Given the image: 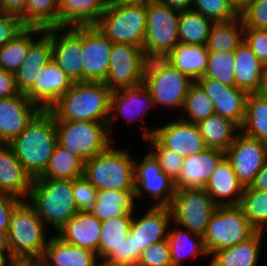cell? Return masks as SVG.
Here are the masks:
<instances>
[{"mask_svg": "<svg viewBox=\"0 0 267 266\" xmlns=\"http://www.w3.org/2000/svg\"><path fill=\"white\" fill-rule=\"evenodd\" d=\"M235 86L247 94L260 93L263 64L244 42L236 49Z\"/></svg>", "mask_w": 267, "mask_h": 266, "instance_id": "f546056e", "label": "cell"}, {"mask_svg": "<svg viewBox=\"0 0 267 266\" xmlns=\"http://www.w3.org/2000/svg\"><path fill=\"white\" fill-rule=\"evenodd\" d=\"M169 207H149L147 213L139 219L132 218L130 234L133 236L135 251L145 250L150 245L167 240L171 223Z\"/></svg>", "mask_w": 267, "mask_h": 266, "instance_id": "44dd1931", "label": "cell"}, {"mask_svg": "<svg viewBox=\"0 0 267 266\" xmlns=\"http://www.w3.org/2000/svg\"><path fill=\"white\" fill-rule=\"evenodd\" d=\"M196 82L213 102L215 114L242 126L248 96L244 90L236 86H226L212 78H200Z\"/></svg>", "mask_w": 267, "mask_h": 266, "instance_id": "d6986e66", "label": "cell"}, {"mask_svg": "<svg viewBox=\"0 0 267 266\" xmlns=\"http://www.w3.org/2000/svg\"><path fill=\"white\" fill-rule=\"evenodd\" d=\"M112 90L104 82H78L49 109L55 121L107 123Z\"/></svg>", "mask_w": 267, "mask_h": 266, "instance_id": "7a4b0ae2", "label": "cell"}, {"mask_svg": "<svg viewBox=\"0 0 267 266\" xmlns=\"http://www.w3.org/2000/svg\"><path fill=\"white\" fill-rule=\"evenodd\" d=\"M22 201L8 193L0 192V231L8 232L11 212Z\"/></svg>", "mask_w": 267, "mask_h": 266, "instance_id": "11a10c76", "label": "cell"}, {"mask_svg": "<svg viewBox=\"0 0 267 266\" xmlns=\"http://www.w3.org/2000/svg\"><path fill=\"white\" fill-rule=\"evenodd\" d=\"M260 94L267 95V64L263 65L262 84Z\"/></svg>", "mask_w": 267, "mask_h": 266, "instance_id": "03108f58", "label": "cell"}, {"mask_svg": "<svg viewBox=\"0 0 267 266\" xmlns=\"http://www.w3.org/2000/svg\"><path fill=\"white\" fill-rule=\"evenodd\" d=\"M73 84L59 65L51 60L43 66L40 76L25 94L41 110H49Z\"/></svg>", "mask_w": 267, "mask_h": 266, "instance_id": "ffe728a7", "label": "cell"}, {"mask_svg": "<svg viewBox=\"0 0 267 266\" xmlns=\"http://www.w3.org/2000/svg\"><path fill=\"white\" fill-rule=\"evenodd\" d=\"M134 187L135 199L146 192L156 201V207H169L176 191L175 182L162 171L151 151L141 163L134 160Z\"/></svg>", "mask_w": 267, "mask_h": 266, "instance_id": "4fadbf2b", "label": "cell"}, {"mask_svg": "<svg viewBox=\"0 0 267 266\" xmlns=\"http://www.w3.org/2000/svg\"><path fill=\"white\" fill-rule=\"evenodd\" d=\"M179 15L180 11L158 0H147V28L142 49L147 60L166 58L180 43Z\"/></svg>", "mask_w": 267, "mask_h": 266, "instance_id": "9c48e42d", "label": "cell"}, {"mask_svg": "<svg viewBox=\"0 0 267 266\" xmlns=\"http://www.w3.org/2000/svg\"><path fill=\"white\" fill-rule=\"evenodd\" d=\"M41 109L25 93L0 99V144L20 135Z\"/></svg>", "mask_w": 267, "mask_h": 266, "instance_id": "ac0fdd59", "label": "cell"}, {"mask_svg": "<svg viewBox=\"0 0 267 266\" xmlns=\"http://www.w3.org/2000/svg\"><path fill=\"white\" fill-rule=\"evenodd\" d=\"M238 7H240L246 0H232Z\"/></svg>", "mask_w": 267, "mask_h": 266, "instance_id": "a7ac6f4b", "label": "cell"}, {"mask_svg": "<svg viewBox=\"0 0 267 266\" xmlns=\"http://www.w3.org/2000/svg\"><path fill=\"white\" fill-rule=\"evenodd\" d=\"M28 198L39 217L56 232L78 212L73 180L34 178Z\"/></svg>", "mask_w": 267, "mask_h": 266, "instance_id": "3957f363", "label": "cell"}, {"mask_svg": "<svg viewBox=\"0 0 267 266\" xmlns=\"http://www.w3.org/2000/svg\"><path fill=\"white\" fill-rule=\"evenodd\" d=\"M134 191L98 190L97 199L89 210L101 222L111 218L133 216Z\"/></svg>", "mask_w": 267, "mask_h": 266, "instance_id": "4dcf8cb0", "label": "cell"}, {"mask_svg": "<svg viewBox=\"0 0 267 266\" xmlns=\"http://www.w3.org/2000/svg\"><path fill=\"white\" fill-rule=\"evenodd\" d=\"M244 43L252 49L263 65L267 64V29H245Z\"/></svg>", "mask_w": 267, "mask_h": 266, "instance_id": "f5cc1de1", "label": "cell"}, {"mask_svg": "<svg viewBox=\"0 0 267 266\" xmlns=\"http://www.w3.org/2000/svg\"><path fill=\"white\" fill-rule=\"evenodd\" d=\"M143 139L154 137L164 148L188 157L206 150V146L197 124L181 118L171 121L155 129L143 126Z\"/></svg>", "mask_w": 267, "mask_h": 266, "instance_id": "5bb4252c", "label": "cell"}, {"mask_svg": "<svg viewBox=\"0 0 267 266\" xmlns=\"http://www.w3.org/2000/svg\"><path fill=\"white\" fill-rule=\"evenodd\" d=\"M224 157L225 152L215 148H207L201 153L185 157L181 174L175 181L176 190L204 189Z\"/></svg>", "mask_w": 267, "mask_h": 266, "instance_id": "7402d4cb", "label": "cell"}, {"mask_svg": "<svg viewBox=\"0 0 267 266\" xmlns=\"http://www.w3.org/2000/svg\"><path fill=\"white\" fill-rule=\"evenodd\" d=\"M43 259L49 266H94L97 262L95 252L62 241L52 236L45 248Z\"/></svg>", "mask_w": 267, "mask_h": 266, "instance_id": "83f0119b", "label": "cell"}, {"mask_svg": "<svg viewBox=\"0 0 267 266\" xmlns=\"http://www.w3.org/2000/svg\"><path fill=\"white\" fill-rule=\"evenodd\" d=\"M234 52H208L207 65L201 78H212L226 86H235Z\"/></svg>", "mask_w": 267, "mask_h": 266, "instance_id": "ee69618b", "label": "cell"}, {"mask_svg": "<svg viewBox=\"0 0 267 266\" xmlns=\"http://www.w3.org/2000/svg\"><path fill=\"white\" fill-rule=\"evenodd\" d=\"M217 205L205 189H179L169 206L173 222L203 236Z\"/></svg>", "mask_w": 267, "mask_h": 266, "instance_id": "8fae6325", "label": "cell"}, {"mask_svg": "<svg viewBox=\"0 0 267 266\" xmlns=\"http://www.w3.org/2000/svg\"><path fill=\"white\" fill-rule=\"evenodd\" d=\"M134 160L128 151L110 145L84 163L83 176L97 190L135 191Z\"/></svg>", "mask_w": 267, "mask_h": 266, "instance_id": "5b68a950", "label": "cell"}, {"mask_svg": "<svg viewBox=\"0 0 267 266\" xmlns=\"http://www.w3.org/2000/svg\"><path fill=\"white\" fill-rule=\"evenodd\" d=\"M43 31V29L38 27H25L7 44L0 47V69L16 73L26 58L30 44L35 40L31 36L32 33H42Z\"/></svg>", "mask_w": 267, "mask_h": 266, "instance_id": "f35d334b", "label": "cell"}, {"mask_svg": "<svg viewBox=\"0 0 267 266\" xmlns=\"http://www.w3.org/2000/svg\"><path fill=\"white\" fill-rule=\"evenodd\" d=\"M94 266H120V265L110 264V263H107V262H105L103 260L100 263L99 260H98Z\"/></svg>", "mask_w": 267, "mask_h": 266, "instance_id": "003e7915", "label": "cell"}, {"mask_svg": "<svg viewBox=\"0 0 267 266\" xmlns=\"http://www.w3.org/2000/svg\"><path fill=\"white\" fill-rule=\"evenodd\" d=\"M258 231L249 223L239 205L217 206L202 236L209 256L252 238Z\"/></svg>", "mask_w": 267, "mask_h": 266, "instance_id": "8992f818", "label": "cell"}, {"mask_svg": "<svg viewBox=\"0 0 267 266\" xmlns=\"http://www.w3.org/2000/svg\"><path fill=\"white\" fill-rule=\"evenodd\" d=\"M244 30L240 16L228 22L213 23L206 49L208 52H235L244 42Z\"/></svg>", "mask_w": 267, "mask_h": 266, "instance_id": "e575fe53", "label": "cell"}, {"mask_svg": "<svg viewBox=\"0 0 267 266\" xmlns=\"http://www.w3.org/2000/svg\"><path fill=\"white\" fill-rule=\"evenodd\" d=\"M138 266H173L168 240L154 243L143 250Z\"/></svg>", "mask_w": 267, "mask_h": 266, "instance_id": "681fc988", "label": "cell"}, {"mask_svg": "<svg viewBox=\"0 0 267 266\" xmlns=\"http://www.w3.org/2000/svg\"><path fill=\"white\" fill-rule=\"evenodd\" d=\"M45 226L27 200H23L11 212L7 233L11 257L16 262L43 257L49 241Z\"/></svg>", "mask_w": 267, "mask_h": 266, "instance_id": "277c9868", "label": "cell"}, {"mask_svg": "<svg viewBox=\"0 0 267 266\" xmlns=\"http://www.w3.org/2000/svg\"><path fill=\"white\" fill-rule=\"evenodd\" d=\"M100 230L99 219L89 211H78L55 233L64 242L95 252L98 258Z\"/></svg>", "mask_w": 267, "mask_h": 266, "instance_id": "cb8c5ba5", "label": "cell"}, {"mask_svg": "<svg viewBox=\"0 0 267 266\" xmlns=\"http://www.w3.org/2000/svg\"><path fill=\"white\" fill-rule=\"evenodd\" d=\"M133 216L111 218L101 222L98 242V260H104L114 248H118L130 233Z\"/></svg>", "mask_w": 267, "mask_h": 266, "instance_id": "60d3db41", "label": "cell"}, {"mask_svg": "<svg viewBox=\"0 0 267 266\" xmlns=\"http://www.w3.org/2000/svg\"><path fill=\"white\" fill-rule=\"evenodd\" d=\"M165 59L192 80L197 81L203 77L208 61V50L204 45L178 43Z\"/></svg>", "mask_w": 267, "mask_h": 266, "instance_id": "d6a6232c", "label": "cell"}, {"mask_svg": "<svg viewBox=\"0 0 267 266\" xmlns=\"http://www.w3.org/2000/svg\"><path fill=\"white\" fill-rule=\"evenodd\" d=\"M32 181L13 149L8 144H0V192L26 200Z\"/></svg>", "mask_w": 267, "mask_h": 266, "instance_id": "484cf974", "label": "cell"}, {"mask_svg": "<svg viewBox=\"0 0 267 266\" xmlns=\"http://www.w3.org/2000/svg\"><path fill=\"white\" fill-rule=\"evenodd\" d=\"M97 192L84 176L73 179V195L78 211H89L97 199Z\"/></svg>", "mask_w": 267, "mask_h": 266, "instance_id": "816d5d0a", "label": "cell"}, {"mask_svg": "<svg viewBox=\"0 0 267 266\" xmlns=\"http://www.w3.org/2000/svg\"><path fill=\"white\" fill-rule=\"evenodd\" d=\"M107 6L105 0H59V26L95 25Z\"/></svg>", "mask_w": 267, "mask_h": 266, "instance_id": "f1b7e54d", "label": "cell"}, {"mask_svg": "<svg viewBox=\"0 0 267 266\" xmlns=\"http://www.w3.org/2000/svg\"><path fill=\"white\" fill-rule=\"evenodd\" d=\"M24 26L43 30L59 26V0H27Z\"/></svg>", "mask_w": 267, "mask_h": 266, "instance_id": "b9f144b4", "label": "cell"}, {"mask_svg": "<svg viewBox=\"0 0 267 266\" xmlns=\"http://www.w3.org/2000/svg\"><path fill=\"white\" fill-rule=\"evenodd\" d=\"M52 39V60L74 82H82V26L45 29ZM61 35H58L60 33Z\"/></svg>", "mask_w": 267, "mask_h": 266, "instance_id": "2e32d148", "label": "cell"}, {"mask_svg": "<svg viewBox=\"0 0 267 266\" xmlns=\"http://www.w3.org/2000/svg\"><path fill=\"white\" fill-rule=\"evenodd\" d=\"M113 43L95 25L82 26V82H104Z\"/></svg>", "mask_w": 267, "mask_h": 266, "instance_id": "e0dca14e", "label": "cell"}, {"mask_svg": "<svg viewBox=\"0 0 267 266\" xmlns=\"http://www.w3.org/2000/svg\"><path fill=\"white\" fill-rule=\"evenodd\" d=\"M15 266H49L43 259H28L16 262Z\"/></svg>", "mask_w": 267, "mask_h": 266, "instance_id": "6125c7cd", "label": "cell"}, {"mask_svg": "<svg viewBox=\"0 0 267 266\" xmlns=\"http://www.w3.org/2000/svg\"><path fill=\"white\" fill-rule=\"evenodd\" d=\"M167 240L173 266H181L183 260L192 255L193 258L198 255L209 256L202 236L194 234L190 230H183L182 228L169 230Z\"/></svg>", "mask_w": 267, "mask_h": 266, "instance_id": "8d00e7d4", "label": "cell"}, {"mask_svg": "<svg viewBox=\"0 0 267 266\" xmlns=\"http://www.w3.org/2000/svg\"><path fill=\"white\" fill-rule=\"evenodd\" d=\"M139 258L140 251H135L134 239L129 233L125 241L114 248L103 261L120 266H138Z\"/></svg>", "mask_w": 267, "mask_h": 266, "instance_id": "f907efd6", "label": "cell"}, {"mask_svg": "<svg viewBox=\"0 0 267 266\" xmlns=\"http://www.w3.org/2000/svg\"><path fill=\"white\" fill-rule=\"evenodd\" d=\"M239 16L245 29H267V0H246Z\"/></svg>", "mask_w": 267, "mask_h": 266, "instance_id": "c3c4849f", "label": "cell"}, {"mask_svg": "<svg viewBox=\"0 0 267 266\" xmlns=\"http://www.w3.org/2000/svg\"><path fill=\"white\" fill-rule=\"evenodd\" d=\"M146 140L151 143L150 146L154 149L151 153L157 159L162 171L175 182L181 174L184 157L164 148L153 136Z\"/></svg>", "mask_w": 267, "mask_h": 266, "instance_id": "7dc6e473", "label": "cell"}, {"mask_svg": "<svg viewBox=\"0 0 267 266\" xmlns=\"http://www.w3.org/2000/svg\"><path fill=\"white\" fill-rule=\"evenodd\" d=\"M57 144L54 115L49 110H41L8 145L34 179L45 172Z\"/></svg>", "mask_w": 267, "mask_h": 266, "instance_id": "6da1fadb", "label": "cell"}, {"mask_svg": "<svg viewBox=\"0 0 267 266\" xmlns=\"http://www.w3.org/2000/svg\"><path fill=\"white\" fill-rule=\"evenodd\" d=\"M108 6L138 5L146 0H105Z\"/></svg>", "mask_w": 267, "mask_h": 266, "instance_id": "94428289", "label": "cell"}, {"mask_svg": "<svg viewBox=\"0 0 267 266\" xmlns=\"http://www.w3.org/2000/svg\"><path fill=\"white\" fill-rule=\"evenodd\" d=\"M52 60V39L44 30L38 40H34L26 58L15 73L16 85L21 93H26L40 76L43 66Z\"/></svg>", "mask_w": 267, "mask_h": 266, "instance_id": "d4e9b609", "label": "cell"}, {"mask_svg": "<svg viewBox=\"0 0 267 266\" xmlns=\"http://www.w3.org/2000/svg\"><path fill=\"white\" fill-rule=\"evenodd\" d=\"M84 161L59 144L55 147L45 172L37 179L73 180L83 176Z\"/></svg>", "mask_w": 267, "mask_h": 266, "instance_id": "74e56055", "label": "cell"}, {"mask_svg": "<svg viewBox=\"0 0 267 266\" xmlns=\"http://www.w3.org/2000/svg\"><path fill=\"white\" fill-rule=\"evenodd\" d=\"M160 3L178 11L191 10L193 0H158Z\"/></svg>", "mask_w": 267, "mask_h": 266, "instance_id": "91938a15", "label": "cell"}, {"mask_svg": "<svg viewBox=\"0 0 267 266\" xmlns=\"http://www.w3.org/2000/svg\"><path fill=\"white\" fill-rule=\"evenodd\" d=\"M250 187L261 191H267V159L262 169L256 174Z\"/></svg>", "mask_w": 267, "mask_h": 266, "instance_id": "680465c9", "label": "cell"}, {"mask_svg": "<svg viewBox=\"0 0 267 266\" xmlns=\"http://www.w3.org/2000/svg\"><path fill=\"white\" fill-rule=\"evenodd\" d=\"M213 22L193 10L180 11L178 22L179 41L187 45L206 46Z\"/></svg>", "mask_w": 267, "mask_h": 266, "instance_id": "ab89813d", "label": "cell"}, {"mask_svg": "<svg viewBox=\"0 0 267 266\" xmlns=\"http://www.w3.org/2000/svg\"><path fill=\"white\" fill-rule=\"evenodd\" d=\"M240 131L246 136L267 143V95L248 94Z\"/></svg>", "mask_w": 267, "mask_h": 266, "instance_id": "d590c367", "label": "cell"}, {"mask_svg": "<svg viewBox=\"0 0 267 266\" xmlns=\"http://www.w3.org/2000/svg\"><path fill=\"white\" fill-rule=\"evenodd\" d=\"M15 266L16 261L11 257V254H5V251H0V266Z\"/></svg>", "mask_w": 267, "mask_h": 266, "instance_id": "e7e4bbea", "label": "cell"}, {"mask_svg": "<svg viewBox=\"0 0 267 266\" xmlns=\"http://www.w3.org/2000/svg\"><path fill=\"white\" fill-rule=\"evenodd\" d=\"M239 206L249 223L264 232L267 226V191L244 187Z\"/></svg>", "mask_w": 267, "mask_h": 266, "instance_id": "7bdbcfd3", "label": "cell"}, {"mask_svg": "<svg viewBox=\"0 0 267 266\" xmlns=\"http://www.w3.org/2000/svg\"><path fill=\"white\" fill-rule=\"evenodd\" d=\"M197 126L208 148H215L224 152L234 142L238 131H240V127L236 123L217 114L209 116L199 122Z\"/></svg>", "mask_w": 267, "mask_h": 266, "instance_id": "836d02e7", "label": "cell"}, {"mask_svg": "<svg viewBox=\"0 0 267 266\" xmlns=\"http://www.w3.org/2000/svg\"><path fill=\"white\" fill-rule=\"evenodd\" d=\"M147 58L141 47L113 43L105 85L112 91L144 83Z\"/></svg>", "mask_w": 267, "mask_h": 266, "instance_id": "7c38bea8", "label": "cell"}, {"mask_svg": "<svg viewBox=\"0 0 267 266\" xmlns=\"http://www.w3.org/2000/svg\"><path fill=\"white\" fill-rule=\"evenodd\" d=\"M194 82L165 58L146 62L143 84L151 92L155 105L183 108L185 97Z\"/></svg>", "mask_w": 267, "mask_h": 266, "instance_id": "52a82bcc", "label": "cell"}, {"mask_svg": "<svg viewBox=\"0 0 267 266\" xmlns=\"http://www.w3.org/2000/svg\"><path fill=\"white\" fill-rule=\"evenodd\" d=\"M235 174L243 187L250 186L267 159V143L238 133L234 142L225 151Z\"/></svg>", "mask_w": 267, "mask_h": 266, "instance_id": "9a60e30c", "label": "cell"}, {"mask_svg": "<svg viewBox=\"0 0 267 266\" xmlns=\"http://www.w3.org/2000/svg\"><path fill=\"white\" fill-rule=\"evenodd\" d=\"M21 94L15 79V73L0 69V99L12 98Z\"/></svg>", "mask_w": 267, "mask_h": 266, "instance_id": "9f6ffc18", "label": "cell"}, {"mask_svg": "<svg viewBox=\"0 0 267 266\" xmlns=\"http://www.w3.org/2000/svg\"><path fill=\"white\" fill-rule=\"evenodd\" d=\"M182 109H185L188 115L187 119L182 120L193 124H198L215 114L213 102L196 81L190 86Z\"/></svg>", "mask_w": 267, "mask_h": 266, "instance_id": "f6af8a7d", "label": "cell"}, {"mask_svg": "<svg viewBox=\"0 0 267 266\" xmlns=\"http://www.w3.org/2000/svg\"><path fill=\"white\" fill-rule=\"evenodd\" d=\"M264 232H257L249 240L216 251L208 266H256Z\"/></svg>", "mask_w": 267, "mask_h": 266, "instance_id": "1f68e13d", "label": "cell"}, {"mask_svg": "<svg viewBox=\"0 0 267 266\" xmlns=\"http://www.w3.org/2000/svg\"><path fill=\"white\" fill-rule=\"evenodd\" d=\"M27 0H0V12L18 16L24 25V11Z\"/></svg>", "mask_w": 267, "mask_h": 266, "instance_id": "6f0895ef", "label": "cell"}, {"mask_svg": "<svg viewBox=\"0 0 267 266\" xmlns=\"http://www.w3.org/2000/svg\"><path fill=\"white\" fill-rule=\"evenodd\" d=\"M193 4L191 10L213 23L228 22L239 17V7L232 0H193Z\"/></svg>", "mask_w": 267, "mask_h": 266, "instance_id": "bcb514c9", "label": "cell"}, {"mask_svg": "<svg viewBox=\"0 0 267 266\" xmlns=\"http://www.w3.org/2000/svg\"><path fill=\"white\" fill-rule=\"evenodd\" d=\"M95 26L112 43L130 44L143 49L147 0L138 5L107 6Z\"/></svg>", "mask_w": 267, "mask_h": 266, "instance_id": "ba28073f", "label": "cell"}, {"mask_svg": "<svg viewBox=\"0 0 267 266\" xmlns=\"http://www.w3.org/2000/svg\"><path fill=\"white\" fill-rule=\"evenodd\" d=\"M58 144L84 162L105 151L111 144L107 123L55 121Z\"/></svg>", "mask_w": 267, "mask_h": 266, "instance_id": "30bf717a", "label": "cell"}, {"mask_svg": "<svg viewBox=\"0 0 267 266\" xmlns=\"http://www.w3.org/2000/svg\"><path fill=\"white\" fill-rule=\"evenodd\" d=\"M24 28L25 26L18 16L0 12V47L7 44Z\"/></svg>", "mask_w": 267, "mask_h": 266, "instance_id": "db71d44e", "label": "cell"}, {"mask_svg": "<svg viewBox=\"0 0 267 266\" xmlns=\"http://www.w3.org/2000/svg\"><path fill=\"white\" fill-rule=\"evenodd\" d=\"M204 189L217 206H226L239 205L244 187L239 182L231 162L224 157L208 179ZM228 197H231V200Z\"/></svg>", "mask_w": 267, "mask_h": 266, "instance_id": "4316f807", "label": "cell"}, {"mask_svg": "<svg viewBox=\"0 0 267 266\" xmlns=\"http://www.w3.org/2000/svg\"><path fill=\"white\" fill-rule=\"evenodd\" d=\"M153 105H155L154 99L151 92L144 84L113 91L110 99V114L107 122L108 130L111 127L112 121L116 119V114H121L122 117L124 116V118H127V122L131 124V122L133 123L135 120L131 119H133L132 117L136 113L135 115H138L137 117L140 118L139 121L143 122L142 119L145 117L147 109Z\"/></svg>", "mask_w": 267, "mask_h": 266, "instance_id": "603a6c76", "label": "cell"}, {"mask_svg": "<svg viewBox=\"0 0 267 266\" xmlns=\"http://www.w3.org/2000/svg\"><path fill=\"white\" fill-rule=\"evenodd\" d=\"M0 251H6L7 254H11L8 233L0 231Z\"/></svg>", "mask_w": 267, "mask_h": 266, "instance_id": "be15d7a7", "label": "cell"}]
</instances>
